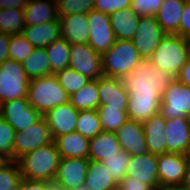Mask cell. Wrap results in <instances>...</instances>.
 Instances as JSON below:
<instances>
[{"mask_svg": "<svg viewBox=\"0 0 190 190\" xmlns=\"http://www.w3.org/2000/svg\"><path fill=\"white\" fill-rule=\"evenodd\" d=\"M175 79L158 69L149 59H143L122 78L128 91L127 115L143 123L160 112L161 96Z\"/></svg>", "mask_w": 190, "mask_h": 190, "instance_id": "cell-1", "label": "cell"}, {"mask_svg": "<svg viewBox=\"0 0 190 190\" xmlns=\"http://www.w3.org/2000/svg\"><path fill=\"white\" fill-rule=\"evenodd\" d=\"M60 159V153L53 142L25 153L17 162L22 178L52 183Z\"/></svg>", "mask_w": 190, "mask_h": 190, "instance_id": "cell-2", "label": "cell"}, {"mask_svg": "<svg viewBox=\"0 0 190 190\" xmlns=\"http://www.w3.org/2000/svg\"><path fill=\"white\" fill-rule=\"evenodd\" d=\"M189 57L190 39L178 34H166L149 61L161 71L168 72L176 78Z\"/></svg>", "mask_w": 190, "mask_h": 190, "instance_id": "cell-3", "label": "cell"}, {"mask_svg": "<svg viewBox=\"0 0 190 190\" xmlns=\"http://www.w3.org/2000/svg\"><path fill=\"white\" fill-rule=\"evenodd\" d=\"M69 97L53 74L30 79L27 100L42 116L52 108L69 102Z\"/></svg>", "mask_w": 190, "mask_h": 190, "instance_id": "cell-4", "label": "cell"}, {"mask_svg": "<svg viewBox=\"0 0 190 190\" xmlns=\"http://www.w3.org/2000/svg\"><path fill=\"white\" fill-rule=\"evenodd\" d=\"M142 60L131 40L116 39L113 46L101 55L103 76L122 79Z\"/></svg>", "mask_w": 190, "mask_h": 190, "instance_id": "cell-5", "label": "cell"}, {"mask_svg": "<svg viewBox=\"0 0 190 190\" xmlns=\"http://www.w3.org/2000/svg\"><path fill=\"white\" fill-rule=\"evenodd\" d=\"M30 78L21 63L6 59L0 64V105L9 100L27 98Z\"/></svg>", "mask_w": 190, "mask_h": 190, "instance_id": "cell-6", "label": "cell"}, {"mask_svg": "<svg viewBox=\"0 0 190 190\" xmlns=\"http://www.w3.org/2000/svg\"><path fill=\"white\" fill-rule=\"evenodd\" d=\"M54 139L44 117L22 132H15L13 144V161H17L25 153L33 151Z\"/></svg>", "mask_w": 190, "mask_h": 190, "instance_id": "cell-7", "label": "cell"}, {"mask_svg": "<svg viewBox=\"0 0 190 190\" xmlns=\"http://www.w3.org/2000/svg\"><path fill=\"white\" fill-rule=\"evenodd\" d=\"M160 113L168 119L190 116V88L175 78L161 96Z\"/></svg>", "mask_w": 190, "mask_h": 190, "instance_id": "cell-8", "label": "cell"}, {"mask_svg": "<svg viewBox=\"0 0 190 190\" xmlns=\"http://www.w3.org/2000/svg\"><path fill=\"white\" fill-rule=\"evenodd\" d=\"M87 19L90 30L88 45L95 52L102 55L107 52L116 41L110 22V15L93 9L87 13Z\"/></svg>", "mask_w": 190, "mask_h": 190, "instance_id": "cell-9", "label": "cell"}, {"mask_svg": "<svg viewBox=\"0 0 190 190\" xmlns=\"http://www.w3.org/2000/svg\"><path fill=\"white\" fill-rule=\"evenodd\" d=\"M166 33L155 16L140 17L131 41L142 59H149Z\"/></svg>", "mask_w": 190, "mask_h": 190, "instance_id": "cell-10", "label": "cell"}, {"mask_svg": "<svg viewBox=\"0 0 190 190\" xmlns=\"http://www.w3.org/2000/svg\"><path fill=\"white\" fill-rule=\"evenodd\" d=\"M0 117L7 121L15 132H22L43 116L30 105L27 98H20L2 103Z\"/></svg>", "mask_w": 190, "mask_h": 190, "instance_id": "cell-11", "label": "cell"}, {"mask_svg": "<svg viewBox=\"0 0 190 190\" xmlns=\"http://www.w3.org/2000/svg\"><path fill=\"white\" fill-rule=\"evenodd\" d=\"M82 76L96 80L103 76L101 54L87 44H70L69 66Z\"/></svg>", "mask_w": 190, "mask_h": 190, "instance_id": "cell-12", "label": "cell"}, {"mask_svg": "<svg viewBox=\"0 0 190 190\" xmlns=\"http://www.w3.org/2000/svg\"><path fill=\"white\" fill-rule=\"evenodd\" d=\"M89 160L61 158L53 182L65 190H83Z\"/></svg>", "mask_w": 190, "mask_h": 190, "instance_id": "cell-13", "label": "cell"}, {"mask_svg": "<svg viewBox=\"0 0 190 190\" xmlns=\"http://www.w3.org/2000/svg\"><path fill=\"white\" fill-rule=\"evenodd\" d=\"M190 155L164 153L158 155L157 175L159 186L182 185Z\"/></svg>", "mask_w": 190, "mask_h": 190, "instance_id": "cell-14", "label": "cell"}, {"mask_svg": "<svg viewBox=\"0 0 190 190\" xmlns=\"http://www.w3.org/2000/svg\"><path fill=\"white\" fill-rule=\"evenodd\" d=\"M167 153L190 155V119L178 117L166 120Z\"/></svg>", "mask_w": 190, "mask_h": 190, "instance_id": "cell-15", "label": "cell"}, {"mask_svg": "<svg viewBox=\"0 0 190 190\" xmlns=\"http://www.w3.org/2000/svg\"><path fill=\"white\" fill-rule=\"evenodd\" d=\"M116 137L122 151L131 156H139L148 152L143 124L127 120L116 132Z\"/></svg>", "mask_w": 190, "mask_h": 190, "instance_id": "cell-16", "label": "cell"}, {"mask_svg": "<svg viewBox=\"0 0 190 190\" xmlns=\"http://www.w3.org/2000/svg\"><path fill=\"white\" fill-rule=\"evenodd\" d=\"M79 111L70 103L52 108L43 117L51 130L53 139L75 131Z\"/></svg>", "mask_w": 190, "mask_h": 190, "instance_id": "cell-17", "label": "cell"}, {"mask_svg": "<svg viewBox=\"0 0 190 190\" xmlns=\"http://www.w3.org/2000/svg\"><path fill=\"white\" fill-rule=\"evenodd\" d=\"M158 155L150 152L139 156H131L126 176L134 178L150 185L154 190L159 188V178L157 175Z\"/></svg>", "mask_w": 190, "mask_h": 190, "instance_id": "cell-18", "label": "cell"}, {"mask_svg": "<svg viewBox=\"0 0 190 190\" xmlns=\"http://www.w3.org/2000/svg\"><path fill=\"white\" fill-rule=\"evenodd\" d=\"M99 89V106L127 110L128 91L124 88L122 79L102 76L97 79Z\"/></svg>", "mask_w": 190, "mask_h": 190, "instance_id": "cell-19", "label": "cell"}, {"mask_svg": "<svg viewBox=\"0 0 190 190\" xmlns=\"http://www.w3.org/2000/svg\"><path fill=\"white\" fill-rule=\"evenodd\" d=\"M61 38L69 44H87L89 40V23L86 13L59 16Z\"/></svg>", "mask_w": 190, "mask_h": 190, "instance_id": "cell-20", "label": "cell"}, {"mask_svg": "<svg viewBox=\"0 0 190 190\" xmlns=\"http://www.w3.org/2000/svg\"><path fill=\"white\" fill-rule=\"evenodd\" d=\"M144 136L148 152L160 155L167 153V145L165 138L166 119L159 112L152 115L143 123Z\"/></svg>", "mask_w": 190, "mask_h": 190, "instance_id": "cell-21", "label": "cell"}, {"mask_svg": "<svg viewBox=\"0 0 190 190\" xmlns=\"http://www.w3.org/2000/svg\"><path fill=\"white\" fill-rule=\"evenodd\" d=\"M187 0H163L155 17L166 34L180 36V21Z\"/></svg>", "mask_w": 190, "mask_h": 190, "instance_id": "cell-22", "label": "cell"}, {"mask_svg": "<svg viewBox=\"0 0 190 190\" xmlns=\"http://www.w3.org/2000/svg\"><path fill=\"white\" fill-rule=\"evenodd\" d=\"M34 48H46L61 37L60 22H47L36 26H25L21 33Z\"/></svg>", "mask_w": 190, "mask_h": 190, "instance_id": "cell-23", "label": "cell"}, {"mask_svg": "<svg viewBox=\"0 0 190 190\" xmlns=\"http://www.w3.org/2000/svg\"><path fill=\"white\" fill-rule=\"evenodd\" d=\"M49 1V2H47ZM29 0L24 8L26 26L59 21L57 4L50 0Z\"/></svg>", "mask_w": 190, "mask_h": 190, "instance_id": "cell-24", "label": "cell"}, {"mask_svg": "<svg viewBox=\"0 0 190 190\" xmlns=\"http://www.w3.org/2000/svg\"><path fill=\"white\" fill-rule=\"evenodd\" d=\"M61 158H87L89 139L74 131L54 139Z\"/></svg>", "mask_w": 190, "mask_h": 190, "instance_id": "cell-25", "label": "cell"}, {"mask_svg": "<svg viewBox=\"0 0 190 190\" xmlns=\"http://www.w3.org/2000/svg\"><path fill=\"white\" fill-rule=\"evenodd\" d=\"M121 150L115 132L101 131L94 138L89 139L90 161H102Z\"/></svg>", "mask_w": 190, "mask_h": 190, "instance_id": "cell-26", "label": "cell"}, {"mask_svg": "<svg viewBox=\"0 0 190 190\" xmlns=\"http://www.w3.org/2000/svg\"><path fill=\"white\" fill-rule=\"evenodd\" d=\"M118 183L100 161H90L83 190H114Z\"/></svg>", "mask_w": 190, "mask_h": 190, "instance_id": "cell-27", "label": "cell"}, {"mask_svg": "<svg viewBox=\"0 0 190 190\" xmlns=\"http://www.w3.org/2000/svg\"><path fill=\"white\" fill-rule=\"evenodd\" d=\"M140 16L130 7L110 15V22L115 38L118 40H131L138 27Z\"/></svg>", "mask_w": 190, "mask_h": 190, "instance_id": "cell-28", "label": "cell"}, {"mask_svg": "<svg viewBox=\"0 0 190 190\" xmlns=\"http://www.w3.org/2000/svg\"><path fill=\"white\" fill-rule=\"evenodd\" d=\"M69 102L78 110H97L100 105L99 89L96 80H90L89 83L81 87L69 97Z\"/></svg>", "mask_w": 190, "mask_h": 190, "instance_id": "cell-29", "label": "cell"}, {"mask_svg": "<svg viewBox=\"0 0 190 190\" xmlns=\"http://www.w3.org/2000/svg\"><path fill=\"white\" fill-rule=\"evenodd\" d=\"M46 52L50 63V75L62 71L69 66L70 44L59 38L46 47Z\"/></svg>", "mask_w": 190, "mask_h": 190, "instance_id": "cell-30", "label": "cell"}, {"mask_svg": "<svg viewBox=\"0 0 190 190\" xmlns=\"http://www.w3.org/2000/svg\"><path fill=\"white\" fill-rule=\"evenodd\" d=\"M21 65L30 79L50 75V63L46 48H34Z\"/></svg>", "mask_w": 190, "mask_h": 190, "instance_id": "cell-31", "label": "cell"}, {"mask_svg": "<svg viewBox=\"0 0 190 190\" xmlns=\"http://www.w3.org/2000/svg\"><path fill=\"white\" fill-rule=\"evenodd\" d=\"M25 26L24 10L0 9V32L8 35L20 34Z\"/></svg>", "mask_w": 190, "mask_h": 190, "instance_id": "cell-32", "label": "cell"}, {"mask_svg": "<svg viewBox=\"0 0 190 190\" xmlns=\"http://www.w3.org/2000/svg\"><path fill=\"white\" fill-rule=\"evenodd\" d=\"M75 131L91 139L102 131V126L97 110L79 111Z\"/></svg>", "mask_w": 190, "mask_h": 190, "instance_id": "cell-33", "label": "cell"}, {"mask_svg": "<svg viewBox=\"0 0 190 190\" xmlns=\"http://www.w3.org/2000/svg\"><path fill=\"white\" fill-rule=\"evenodd\" d=\"M97 112L100 118L102 131L116 132L127 120H129L126 110H119V108L99 106Z\"/></svg>", "mask_w": 190, "mask_h": 190, "instance_id": "cell-34", "label": "cell"}, {"mask_svg": "<svg viewBox=\"0 0 190 190\" xmlns=\"http://www.w3.org/2000/svg\"><path fill=\"white\" fill-rule=\"evenodd\" d=\"M22 179L17 161L6 160L0 165V190H16Z\"/></svg>", "mask_w": 190, "mask_h": 190, "instance_id": "cell-35", "label": "cell"}, {"mask_svg": "<svg viewBox=\"0 0 190 190\" xmlns=\"http://www.w3.org/2000/svg\"><path fill=\"white\" fill-rule=\"evenodd\" d=\"M55 76L69 96L90 82L89 78L82 76L70 67L56 73Z\"/></svg>", "mask_w": 190, "mask_h": 190, "instance_id": "cell-36", "label": "cell"}, {"mask_svg": "<svg viewBox=\"0 0 190 190\" xmlns=\"http://www.w3.org/2000/svg\"><path fill=\"white\" fill-rule=\"evenodd\" d=\"M130 157L131 155L127 152L120 150L116 155L103 159L101 162L119 183L126 176Z\"/></svg>", "mask_w": 190, "mask_h": 190, "instance_id": "cell-37", "label": "cell"}, {"mask_svg": "<svg viewBox=\"0 0 190 190\" xmlns=\"http://www.w3.org/2000/svg\"><path fill=\"white\" fill-rule=\"evenodd\" d=\"M8 50L9 59L22 63L33 52L34 47L20 33L10 35Z\"/></svg>", "mask_w": 190, "mask_h": 190, "instance_id": "cell-38", "label": "cell"}, {"mask_svg": "<svg viewBox=\"0 0 190 190\" xmlns=\"http://www.w3.org/2000/svg\"><path fill=\"white\" fill-rule=\"evenodd\" d=\"M14 128L0 117V156L13 160Z\"/></svg>", "mask_w": 190, "mask_h": 190, "instance_id": "cell-39", "label": "cell"}, {"mask_svg": "<svg viewBox=\"0 0 190 190\" xmlns=\"http://www.w3.org/2000/svg\"><path fill=\"white\" fill-rule=\"evenodd\" d=\"M95 0H61L57 3L58 15L88 13L94 9Z\"/></svg>", "mask_w": 190, "mask_h": 190, "instance_id": "cell-40", "label": "cell"}, {"mask_svg": "<svg viewBox=\"0 0 190 190\" xmlns=\"http://www.w3.org/2000/svg\"><path fill=\"white\" fill-rule=\"evenodd\" d=\"M163 0H131L130 8L140 17L155 16Z\"/></svg>", "mask_w": 190, "mask_h": 190, "instance_id": "cell-41", "label": "cell"}, {"mask_svg": "<svg viewBox=\"0 0 190 190\" xmlns=\"http://www.w3.org/2000/svg\"><path fill=\"white\" fill-rule=\"evenodd\" d=\"M131 0H95L94 9L111 15L115 12L129 8Z\"/></svg>", "mask_w": 190, "mask_h": 190, "instance_id": "cell-42", "label": "cell"}, {"mask_svg": "<svg viewBox=\"0 0 190 190\" xmlns=\"http://www.w3.org/2000/svg\"><path fill=\"white\" fill-rule=\"evenodd\" d=\"M120 190H154L145 182L134 180L132 177L125 176L117 186Z\"/></svg>", "mask_w": 190, "mask_h": 190, "instance_id": "cell-43", "label": "cell"}, {"mask_svg": "<svg viewBox=\"0 0 190 190\" xmlns=\"http://www.w3.org/2000/svg\"><path fill=\"white\" fill-rule=\"evenodd\" d=\"M180 21V36L190 39V0H187Z\"/></svg>", "mask_w": 190, "mask_h": 190, "instance_id": "cell-44", "label": "cell"}, {"mask_svg": "<svg viewBox=\"0 0 190 190\" xmlns=\"http://www.w3.org/2000/svg\"><path fill=\"white\" fill-rule=\"evenodd\" d=\"M51 183L47 181L28 180L23 178L16 190H48Z\"/></svg>", "mask_w": 190, "mask_h": 190, "instance_id": "cell-45", "label": "cell"}, {"mask_svg": "<svg viewBox=\"0 0 190 190\" xmlns=\"http://www.w3.org/2000/svg\"><path fill=\"white\" fill-rule=\"evenodd\" d=\"M10 35L0 32V64L9 58Z\"/></svg>", "mask_w": 190, "mask_h": 190, "instance_id": "cell-46", "label": "cell"}, {"mask_svg": "<svg viewBox=\"0 0 190 190\" xmlns=\"http://www.w3.org/2000/svg\"><path fill=\"white\" fill-rule=\"evenodd\" d=\"M29 0H0V9H22L26 7Z\"/></svg>", "mask_w": 190, "mask_h": 190, "instance_id": "cell-47", "label": "cell"}, {"mask_svg": "<svg viewBox=\"0 0 190 190\" xmlns=\"http://www.w3.org/2000/svg\"><path fill=\"white\" fill-rule=\"evenodd\" d=\"M182 84L190 88V57L186 60L181 68L179 75L176 77Z\"/></svg>", "mask_w": 190, "mask_h": 190, "instance_id": "cell-48", "label": "cell"}, {"mask_svg": "<svg viewBox=\"0 0 190 190\" xmlns=\"http://www.w3.org/2000/svg\"><path fill=\"white\" fill-rule=\"evenodd\" d=\"M157 190H189L183 185H166V186H159Z\"/></svg>", "mask_w": 190, "mask_h": 190, "instance_id": "cell-49", "label": "cell"}, {"mask_svg": "<svg viewBox=\"0 0 190 190\" xmlns=\"http://www.w3.org/2000/svg\"><path fill=\"white\" fill-rule=\"evenodd\" d=\"M182 185L190 190V161L188 162Z\"/></svg>", "mask_w": 190, "mask_h": 190, "instance_id": "cell-50", "label": "cell"}, {"mask_svg": "<svg viewBox=\"0 0 190 190\" xmlns=\"http://www.w3.org/2000/svg\"><path fill=\"white\" fill-rule=\"evenodd\" d=\"M48 190H65L63 187L55 184L54 182H52L50 185H49V189Z\"/></svg>", "mask_w": 190, "mask_h": 190, "instance_id": "cell-51", "label": "cell"}, {"mask_svg": "<svg viewBox=\"0 0 190 190\" xmlns=\"http://www.w3.org/2000/svg\"><path fill=\"white\" fill-rule=\"evenodd\" d=\"M6 160L3 159L1 156H0V165L3 164Z\"/></svg>", "mask_w": 190, "mask_h": 190, "instance_id": "cell-52", "label": "cell"}, {"mask_svg": "<svg viewBox=\"0 0 190 190\" xmlns=\"http://www.w3.org/2000/svg\"><path fill=\"white\" fill-rule=\"evenodd\" d=\"M50 1H52V2L55 3V4H57V3H59L61 0H50Z\"/></svg>", "mask_w": 190, "mask_h": 190, "instance_id": "cell-53", "label": "cell"}]
</instances>
